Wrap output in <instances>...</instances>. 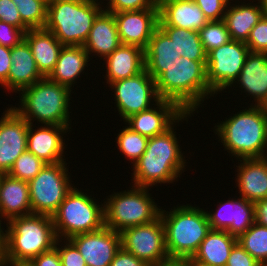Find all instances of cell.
<instances>
[{
    "mask_svg": "<svg viewBox=\"0 0 267 266\" xmlns=\"http://www.w3.org/2000/svg\"><path fill=\"white\" fill-rule=\"evenodd\" d=\"M237 242L262 266H267V227L256 222L237 238Z\"/></svg>",
    "mask_w": 267,
    "mask_h": 266,
    "instance_id": "cell-33",
    "label": "cell"
},
{
    "mask_svg": "<svg viewBox=\"0 0 267 266\" xmlns=\"http://www.w3.org/2000/svg\"><path fill=\"white\" fill-rule=\"evenodd\" d=\"M215 211H206L208 222L213 230H225L238 238L255 222L254 204L243 197L217 202Z\"/></svg>",
    "mask_w": 267,
    "mask_h": 266,
    "instance_id": "cell-17",
    "label": "cell"
},
{
    "mask_svg": "<svg viewBox=\"0 0 267 266\" xmlns=\"http://www.w3.org/2000/svg\"><path fill=\"white\" fill-rule=\"evenodd\" d=\"M116 137V144L121 154L134 164L145 152L149 138L132 131L125 126Z\"/></svg>",
    "mask_w": 267,
    "mask_h": 266,
    "instance_id": "cell-35",
    "label": "cell"
},
{
    "mask_svg": "<svg viewBox=\"0 0 267 266\" xmlns=\"http://www.w3.org/2000/svg\"><path fill=\"white\" fill-rule=\"evenodd\" d=\"M206 62L178 58L155 80L159 98L176 103L185 113H198L204 100L215 95L207 82Z\"/></svg>",
    "mask_w": 267,
    "mask_h": 266,
    "instance_id": "cell-2",
    "label": "cell"
},
{
    "mask_svg": "<svg viewBox=\"0 0 267 266\" xmlns=\"http://www.w3.org/2000/svg\"><path fill=\"white\" fill-rule=\"evenodd\" d=\"M109 87L112 88L111 90L114 89L112 91L114 92V101H116L117 111L123 121L151 108L160 100L155 80L146 69L135 76L112 82Z\"/></svg>",
    "mask_w": 267,
    "mask_h": 266,
    "instance_id": "cell-13",
    "label": "cell"
},
{
    "mask_svg": "<svg viewBox=\"0 0 267 266\" xmlns=\"http://www.w3.org/2000/svg\"><path fill=\"white\" fill-rule=\"evenodd\" d=\"M261 2V6L265 10V13L267 14V0H259Z\"/></svg>",
    "mask_w": 267,
    "mask_h": 266,
    "instance_id": "cell-52",
    "label": "cell"
},
{
    "mask_svg": "<svg viewBox=\"0 0 267 266\" xmlns=\"http://www.w3.org/2000/svg\"><path fill=\"white\" fill-rule=\"evenodd\" d=\"M107 84L126 79L145 69L144 50L137 46L121 44L105 58Z\"/></svg>",
    "mask_w": 267,
    "mask_h": 266,
    "instance_id": "cell-26",
    "label": "cell"
},
{
    "mask_svg": "<svg viewBox=\"0 0 267 266\" xmlns=\"http://www.w3.org/2000/svg\"><path fill=\"white\" fill-rule=\"evenodd\" d=\"M174 42L182 57L193 61H207V53L200 40L199 31L172 26H158Z\"/></svg>",
    "mask_w": 267,
    "mask_h": 266,
    "instance_id": "cell-32",
    "label": "cell"
},
{
    "mask_svg": "<svg viewBox=\"0 0 267 266\" xmlns=\"http://www.w3.org/2000/svg\"><path fill=\"white\" fill-rule=\"evenodd\" d=\"M190 266H206V265H201V264H196L194 262H190Z\"/></svg>",
    "mask_w": 267,
    "mask_h": 266,
    "instance_id": "cell-53",
    "label": "cell"
},
{
    "mask_svg": "<svg viewBox=\"0 0 267 266\" xmlns=\"http://www.w3.org/2000/svg\"><path fill=\"white\" fill-rule=\"evenodd\" d=\"M120 234L121 246L148 265L156 266L170 260L160 216L151 223L126 228Z\"/></svg>",
    "mask_w": 267,
    "mask_h": 266,
    "instance_id": "cell-12",
    "label": "cell"
},
{
    "mask_svg": "<svg viewBox=\"0 0 267 266\" xmlns=\"http://www.w3.org/2000/svg\"><path fill=\"white\" fill-rule=\"evenodd\" d=\"M246 45L250 52L267 53V14L251 29Z\"/></svg>",
    "mask_w": 267,
    "mask_h": 266,
    "instance_id": "cell-38",
    "label": "cell"
},
{
    "mask_svg": "<svg viewBox=\"0 0 267 266\" xmlns=\"http://www.w3.org/2000/svg\"><path fill=\"white\" fill-rule=\"evenodd\" d=\"M3 218L0 216V266H2L6 249V230L2 224ZM2 226V227H1Z\"/></svg>",
    "mask_w": 267,
    "mask_h": 266,
    "instance_id": "cell-49",
    "label": "cell"
},
{
    "mask_svg": "<svg viewBox=\"0 0 267 266\" xmlns=\"http://www.w3.org/2000/svg\"><path fill=\"white\" fill-rule=\"evenodd\" d=\"M238 162L235 183L240 197L253 203L267 198V157L239 159Z\"/></svg>",
    "mask_w": 267,
    "mask_h": 266,
    "instance_id": "cell-22",
    "label": "cell"
},
{
    "mask_svg": "<svg viewBox=\"0 0 267 266\" xmlns=\"http://www.w3.org/2000/svg\"><path fill=\"white\" fill-rule=\"evenodd\" d=\"M46 164L42 159L26 150L16 159L8 174L11 177L29 182Z\"/></svg>",
    "mask_w": 267,
    "mask_h": 266,
    "instance_id": "cell-36",
    "label": "cell"
},
{
    "mask_svg": "<svg viewBox=\"0 0 267 266\" xmlns=\"http://www.w3.org/2000/svg\"><path fill=\"white\" fill-rule=\"evenodd\" d=\"M89 58L83 46H63L56 65L47 78L71 90L74 87L73 84L77 83L80 75L84 73L86 66L90 65Z\"/></svg>",
    "mask_w": 267,
    "mask_h": 266,
    "instance_id": "cell-29",
    "label": "cell"
},
{
    "mask_svg": "<svg viewBox=\"0 0 267 266\" xmlns=\"http://www.w3.org/2000/svg\"><path fill=\"white\" fill-rule=\"evenodd\" d=\"M67 162L46 164L29 183L32 214L52 217L74 187Z\"/></svg>",
    "mask_w": 267,
    "mask_h": 266,
    "instance_id": "cell-10",
    "label": "cell"
},
{
    "mask_svg": "<svg viewBox=\"0 0 267 266\" xmlns=\"http://www.w3.org/2000/svg\"><path fill=\"white\" fill-rule=\"evenodd\" d=\"M184 114L176 103L160 99L153 107L132 115L124 123L132 131L151 138L165 133Z\"/></svg>",
    "mask_w": 267,
    "mask_h": 266,
    "instance_id": "cell-18",
    "label": "cell"
},
{
    "mask_svg": "<svg viewBox=\"0 0 267 266\" xmlns=\"http://www.w3.org/2000/svg\"><path fill=\"white\" fill-rule=\"evenodd\" d=\"M121 44L145 50L158 28L159 8L113 13Z\"/></svg>",
    "mask_w": 267,
    "mask_h": 266,
    "instance_id": "cell-15",
    "label": "cell"
},
{
    "mask_svg": "<svg viewBox=\"0 0 267 266\" xmlns=\"http://www.w3.org/2000/svg\"><path fill=\"white\" fill-rule=\"evenodd\" d=\"M226 266H262L238 242L231 249Z\"/></svg>",
    "mask_w": 267,
    "mask_h": 266,
    "instance_id": "cell-44",
    "label": "cell"
},
{
    "mask_svg": "<svg viewBox=\"0 0 267 266\" xmlns=\"http://www.w3.org/2000/svg\"><path fill=\"white\" fill-rule=\"evenodd\" d=\"M209 21H221L224 18L229 1L234 0H193Z\"/></svg>",
    "mask_w": 267,
    "mask_h": 266,
    "instance_id": "cell-41",
    "label": "cell"
},
{
    "mask_svg": "<svg viewBox=\"0 0 267 266\" xmlns=\"http://www.w3.org/2000/svg\"><path fill=\"white\" fill-rule=\"evenodd\" d=\"M31 263L34 266H62L59 252L55 247L36 256Z\"/></svg>",
    "mask_w": 267,
    "mask_h": 266,
    "instance_id": "cell-47",
    "label": "cell"
},
{
    "mask_svg": "<svg viewBox=\"0 0 267 266\" xmlns=\"http://www.w3.org/2000/svg\"><path fill=\"white\" fill-rule=\"evenodd\" d=\"M156 266H190L189 260H169Z\"/></svg>",
    "mask_w": 267,
    "mask_h": 266,
    "instance_id": "cell-50",
    "label": "cell"
},
{
    "mask_svg": "<svg viewBox=\"0 0 267 266\" xmlns=\"http://www.w3.org/2000/svg\"><path fill=\"white\" fill-rule=\"evenodd\" d=\"M11 62L8 91L18 93L44 78L38 71L31 49L25 40L11 48Z\"/></svg>",
    "mask_w": 267,
    "mask_h": 266,
    "instance_id": "cell-27",
    "label": "cell"
},
{
    "mask_svg": "<svg viewBox=\"0 0 267 266\" xmlns=\"http://www.w3.org/2000/svg\"><path fill=\"white\" fill-rule=\"evenodd\" d=\"M24 40L28 43L38 71L48 77L53 71L63 45L45 28L29 29Z\"/></svg>",
    "mask_w": 267,
    "mask_h": 266,
    "instance_id": "cell-28",
    "label": "cell"
},
{
    "mask_svg": "<svg viewBox=\"0 0 267 266\" xmlns=\"http://www.w3.org/2000/svg\"><path fill=\"white\" fill-rule=\"evenodd\" d=\"M2 266H34L31 261L27 262H3Z\"/></svg>",
    "mask_w": 267,
    "mask_h": 266,
    "instance_id": "cell-51",
    "label": "cell"
},
{
    "mask_svg": "<svg viewBox=\"0 0 267 266\" xmlns=\"http://www.w3.org/2000/svg\"><path fill=\"white\" fill-rule=\"evenodd\" d=\"M214 127L224 151L236 160L267 157V113L263 106L250 105Z\"/></svg>",
    "mask_w": 267,
    "mask_h": 266,
    "instance_id": "cell-3",
    "label": "cell"
},
{
    "mask_svg": "<svg viewBox=\"0 0 267 266\" xmlns=\"http://www.w3.org/2000/svg\"><path fill=\"white\" fill-rule=\"evenodd\" d=\"M200 40L206 53L228 43L231 38L223 20L209 21L200 31Z\"/></svg>",
    "mask_w": 267,
    "mask_h": 266,
    "instance_id": "cell-37",
    "label": "cell"
},
{
    "mask_svg": "<svg viewBox=\"0 0 267 266\" xmlns=\"http://www.w3.org/2000/svg\"><path fill=\"white\" fill-rule=\"evenodd\" d=\"M11 48L0 45V84L8 91V73L11 66Z\"/></svg>",
    "mask_w": 267,
    "mask_h": 266,
    "instance_id": "cell-46",
    "label": "cell"
},
{
    "mask_svg": "<svg viewBox=\"0 0 267 266\" xmlns=\"http://www.w3.org/2000/svg\"><path fill=\"white\" fill-rule=\"evenodd\" d=\"M107 8V9H106ZM159 8L158 0H109L104 10L110 13Z\"/></svg>",
    "mask_w": 267,
    "mask_h": 266,
    "instance_id": "cell-40",
    "label": "cell"
},
{
    "mask_svg": "<svg viewBox=\"0 0 267 266\" xmlns=\"http://www.w3.org/2000/svg\"><path fill=\"white\" fill-rule=\"evenodd\" d=\"M109 266H150L145 261L126 251L122 246Z\"/></svg>",
    "mask_w": 267,
    "mask_h": 266,
    "instance_id": "cell-45",
    "label": "cell"
},
{
    "mask_svg": "<svg viewBox=\"0 0 267 266\" xmlns=\"http://www.w3.org/2000/svg\"><path fill=\"white\" fill-rule=\"evenodd\" d=\"M145 69L156 80L181 56L171 39L158 27L144 50Z\"/></svg>",
    "mask_w": 267,
    "mask_h": 266,
    "instance_id": "cell-31",
    "label": "cell"
},
{
    "mask_svg": "<svg viewBox=\"0 0 267 266\" xmlns=\"http://www.w3.org/2000/svg\"><path fill=\"white\" fill-rule=\"evenodd\" d=\"M176 206L170 211L162 207L160 210L166 250L170 260H190L211 227L203 208L189 204Z\"/></svg>",
    "mask_w": 267,
    "mask_h": 266,
    "instance_id": "cell-4",
    "label": "cell"
},
{
    "mask_svg": "<svg viewBox=\"0 0 267 266\" xmlns=\"http://www.w3.org/2000/svg\"><path fill=\"white\" fill-rule=\"evenodd\" d=\"M17 6L22 22L29 29L44 28L47 5L50 0H12Z\"/></svg>",
    "mask_w": 267,
    "mask_h": 266,
    "instance_id": "cell-34",
    "label": "cell"
},
{
    "mask_svg": "<svg viewBox=\"0 0 267 266\" xmlns=\"http://www.w3.org/2000/svg\"><path fill=\"white\" fill-rule=\"evenodd\" d=\"M70 240L83 256L86 266H109L121 248V234L106 226L98 231L72 236Z\"/></svg>",
    "mask_w": 267,
    "mask_h": 266,
    "instance_id": "cell-16",
    "label": "cell"
},
{
    "mask_svg": "<svg viewBox=\"0 0 267 266\" xmlns=\"http://www.w3.org/2000/svg\"><path fill=\"white\" fill-rule=\"evenodd\" d=\"M6 249L3 262L32 261L52 250L57 241L53 219L47 215L30 214L11 219L6 224Z\"/></svg>",
    "mask_w": 267,
    "mask_h": 266,
    "instance_id": "cell-6",
    "label": "cell"
},
{
    "mask_svg": "<svg viewBox=\"0 0 267 266\" xmlns=\"http://www.w3.org/2000/svg\"><path fill=\"white\" fill-rule=\"evenodd\" d=\"M249 53L245 42L235 40L207 53V82L215 94H220L234 84Z\"/></svg>",
    "mask_w": 267,
    "mask_h": 266,
    "instance_id": "cell-11",
    "label": "cell"
},
{
    "mask_svg": "<svg viewBox=\"0 0 267 266\" xmlns=\"http://www.w3.org/2000/svg\"><path fill=\"white\" fill-rule=\"evenodd\" d=\"M92 196L75 186L67 193L57 212L52 216L57 238L94 232L104 225V203H97Z\"/></svg>",
    "mask_w": 267,
    "mask_h": 266,
    "instance_id": "cell-9",
    "label": "cell"
},
{
    "mask_svg": "<svg viewBox=\"0 0 267 266\" xmlns=\"http://www.w3.org/2000/svg\"><path fill=\"white\" fill-rule=\"evenodd\" d=\"M25 32L12 25L0 21V45L12 48L24 40Z\"/></svg>",
    "mask_w": 267,
    "mask_h": 266,
    "instance_id": "cell-43",
    "label": "cell"
},
{
    "mask_svg": "<svg viewBox=\"0 0 267 266\" xmlns=\"http://www.w3.org/2000/svg\"><path fill=\"white\" fill-rule=\"evenodd\" d=\"M121 45L117 24L113 13L102 10L93 22L89 36L83 47L89 56H98L104 60Z\"/></svg>",
    "mask_w": 267,
    "mask_h": 266,
    "instance_id": "cell-24",
    "label": "cell"
},
{
    "mask_svg": "<svg viewBox=\"0 0 267 266\" xmlns=\"http://www.w3.org/2000/svg\"><path fill=\"white\" fill-rule=\"evenodd\" d=\"M256 1L258 2L253 4ZM250 2L246 4L236 0L235 4L231 5L232 2L229 1L223 21L226 24L231 40L246 43L251 29L266 14L259 0Z\"/></svg>",
    "mask_w": 267,
    "mask_h": 266,
    "instance_id": "cell-25",
    "label": "cell"
},
{
    "mask_svg": "<svg viewBox=\"0 0 267 266\" xmlns=\"http://www.w3.org/2000/svg\"><path fill=\"white\" fill-rule=\"evenodd\" d=\"M2 175L3 173H0V187H1Z\"/></svg>",
    "mask_w": 267,
    "mask_h": 266,
    "instance_id": "cell-55",
    "label": "cell"
},
{
    "mask_svg": "<svg viewBox=\"0 0 267 266\" xmlns=\"http://www.w3.org/2000/svg\"><path fill=\"white\" fill-rule=\"evenodd\" d=\"M71 92L68 87L44 77L19 92V103L10 107L30 124L70 126ZM21 106V107H20Z\"/></svg>",
    "mask_w": 267,
    "mask_h": 266,
    "instance_id": "cell-5",
    "label": "cell"
},
{
    "mask_svg": "<svg viewBox=\"0 0 267 266\" xmlns=\"http://www.w3.org/2000/svg\"><path fill=\"white\" fill-rule=\"evenodd\" d=\"M234 83L230 87L239 85L241 94L251 95V105L263 106L267 102V53L250 52Z\"/></svg>",
    "mask_w": 267,
    "mask_h": 266,
    "instance_id": "cell-20",
    "label": "cell"
},
{
    "mask_svg": "<svg viewBox=\"0 0 267 266\" xmlns=\"http://www.w3.org/2000/svg\"><path fill=\"white\" fill-rule=\"evenodd\" d=\"M191 115L194 116L193 113H185L165 133L149 138L144 154L132 165L131 178L134 186L149 188L158 186L159 183L161 185L178 181V177L185 172L187 162L175 129L180 121L188 122Z\"/></svg>",
    "mask_w": 267,
    "mask_h": 266,
    "instance_id": "cell-1",
    "label": "cell"
},
{
    "mask_svg": "<svg viewBox=\"0 0 267 266\" xmlns=\"http://www.w3.org/2000/svg\"><path fill=\"white\" fill-rule=\"evenodd\" d=\"M28 128L29 122L7 107L0 118V173L8 174L27 150Z\"/></svg>",
    "mask_w": 267,
    "mask_h": 266,
    "instance_id": "cell-14",
    "label": "cell"
},
{
    "mask_svg": "<svg viewBox=\"0 0 267 266\" xmlns=\"http://www.w3.org/2000/svg\"><path fill=\"white\" fill-rule=\"evenodd\" d=\"M236 243L237 238L227 231L211 229L189 262L206 266H226L231 249Z\"/></svg>",
    "mask_w": 267,
    "mask_h": 266,
    "instance_id": "cell-30",
    "label": "cell"
},
{
    "mask_svg": "<svg viewBox=\"0 0 267 266\" xmlns=\"http://www.w3.org/2000/svg\"><path fill=\"white\" fill-rule=\"evenodd\" d=\"M255 212V222L267 227V198L253 203Z\"/></svg>",
    "mask_w": 267,
    "mask_h": 266,
    "instance_id": "cell-48",
    "label": "cell"
},
{
    "mask_svg": "<svg viewBox=\"0 0 267 266\" xmlns=\"http://www.w3.org/2000/svg\"><path fill=\"white\" fill-rule=\"evenodd\" d=\"M33 126V127H32ZM29 123L27 133V150L47 164H56L66 161L65 139L63 136L69 131V126L40 125L37 129ZM64 157V158H63Z\"/></svg>",
    "mask_w": 267,
    "mask_h": 266,
    "instance_id": "cell-19",
    "label": "cell"
},
{
    "mask_svg": "<svg viewBox=\"0 0 267 266\" xmlns=\"http://www.w3.org/2000/svg\"><path fill=\"white\" fill-rule=\"evenodd\" d=\"M151 188L132 186L107 196L104 202V225L121 233L124 229L153 222L161 207L152 199ZM110 197V198H109Z\"/></svg>",
    "mask_w": 267,
    "mask_h": 266,
    "instance_id": "cell-8",
    "label": "cell"
},
{
    "mask_svg": "<svg viewBox=\"0 0 267 266\" xmlns=\"http://www.w3.org/2000/svg\"><path fill=\"white\" fill-rule=\"evenodd\" d=\"M32 214L29 183L9 174L2 175L0 187V216L11 219Z\"/></svg>",
    "mask_w": 267,
    "mask_h": 266,
    "instance_id": "cell-23",
    "label": "cell"
},
{
    "mask_svg": "<svg viewBox=\"0 0 267 266\" xmlns=\"http://www.w3.org/2000/svg\"><path fill=\"white\" fill-rule=\"evenodd\" d=\"M158 26L200 31L209 20L193 0H158Z\"/></svg>",
    "mask_w": 267,
    "mask_h": 266,
    "instance_id": "cell-21",
    "label": "cell"
},
{
    "mask_svg": "<svg viewBox=\"0 0 267 266\" xmlns=\"http://www.w3.org/2000/svg\"><path fill=\"white\" fill-rule=\"evenodd\" d=\"M265 112L267 113V102L263 105Z\"/></svg>",
    "mask_w": 267,
    "mask_h": 266,
    "instance_id": "cell-54",
    "label": "cell"
},
{
    "mask_svg": "<svg viewBox=\"0 0 267 266\" xmlns=\"http://www.w3.org/2000/svg\"><path fill=\"white\" fill-rule=\"evenodd\" d=\"M102 3L101 0H50L44 28L63 46H83L95 18L104 9Z\"/></svg>",
    "mask_w": 267,
    "mask_h": 266,
    "instance_id": "cell-7",
    "label": "cell"
},
{
    "mask_svg": "<svg viewBox=\"0 0 267 266\" xmlns=\"http://www.w3.org/2000/svg\"><path fill=\"white\" fill-rule=\"evenodd\" d=\"M63 240L64 246L60 245L62 239L58 238L55 243V248L59 252L62 266H86L85 260L76 245L70 239Z\"/></svg>",
    "mask_w": 267,
    "mask_h": 266,
    "instance_id": "cell-39",
    "label": "cell"
},
{
    "mask_svg": "<svg viewBox=\"0 0 267 266\" xmlns=\"http://www.w3.org/2000/svg\"><path fill=\"white\" fill-rule=\"evenodd\" d=\"M0 21L12 24L24 32L29 28L22 22L17 6L12 0H0Z\"/></svg>",
    "mask_w": 267,
    "mask_h": 266,
    "instance_id": "cell-42",
    "label": "cell"
}]
</instances>
